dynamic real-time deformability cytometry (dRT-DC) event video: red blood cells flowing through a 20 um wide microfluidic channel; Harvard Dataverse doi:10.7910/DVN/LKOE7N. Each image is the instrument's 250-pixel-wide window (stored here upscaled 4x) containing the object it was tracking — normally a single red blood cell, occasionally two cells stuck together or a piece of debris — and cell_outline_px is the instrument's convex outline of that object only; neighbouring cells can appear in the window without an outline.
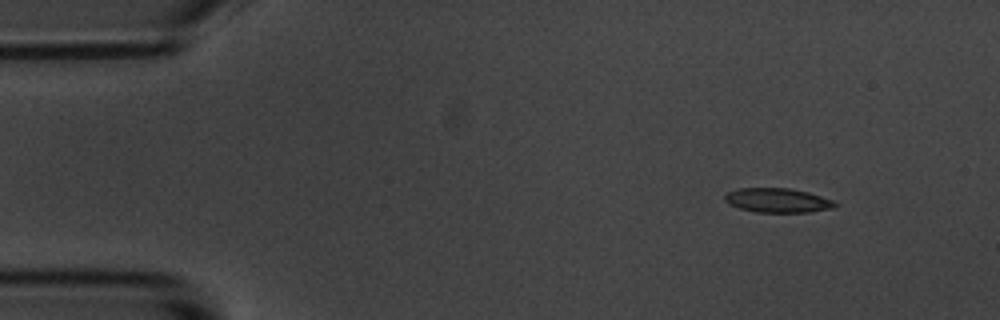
{"species": "common noctule bat (a hibernating species)", "species_latin": "Nyctalus noctula", "temperature_condition": "room temperature", "stored_images_in_passage": 4, "camera_frame_rate_fps": 3000, "um_per_image_px": 0.085, "animal": {"sex": "male", "body_mass_g": 20.1, "forearm_length_mm": 53.5}, "frame": {"image": 1, "passage_image": 1, "time_ms": 0.0, "image_size_px": [1000, 320], "cell_outline_px": [[840, 204], [836, 208], [812, 212], [756, 212], [740, 208], [728, 204], [724, 200], [724, 196], [728, 192], [740, 188], [788, 188], [808, 192], [832, 200]], "centroid_in_image_um": [66.13, 17.04], "position_along_channel_um": 18.9, "area_um2": 15.72}}
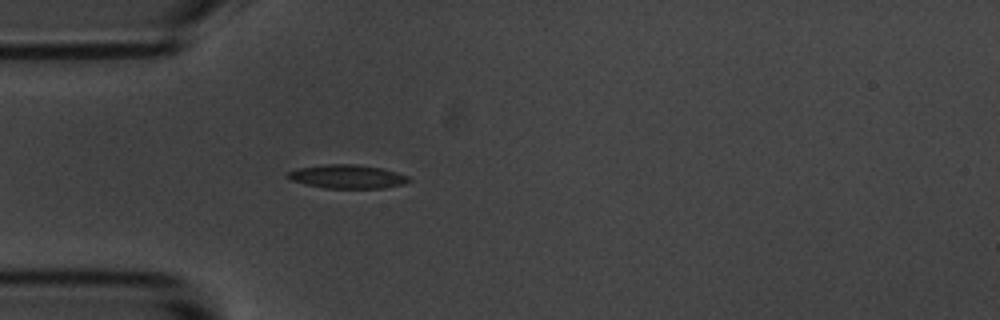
{"frame": {"image": 2, "passage_image": 4, "time_ms": 3.333, "image_size_px": [1000, 320], "cell_outline_px": [[412, 180], [404, 184], [384, 188], [324, 188], [288, 180], [284, 176], [288, 172], [300, 168], [324, 164], [356, 164], [384, 168], [408, 176]], "centroid_in_image_um": [29.52, 15.01], "position_along_channel_um": 55.5, "area_um2": 16.88}}